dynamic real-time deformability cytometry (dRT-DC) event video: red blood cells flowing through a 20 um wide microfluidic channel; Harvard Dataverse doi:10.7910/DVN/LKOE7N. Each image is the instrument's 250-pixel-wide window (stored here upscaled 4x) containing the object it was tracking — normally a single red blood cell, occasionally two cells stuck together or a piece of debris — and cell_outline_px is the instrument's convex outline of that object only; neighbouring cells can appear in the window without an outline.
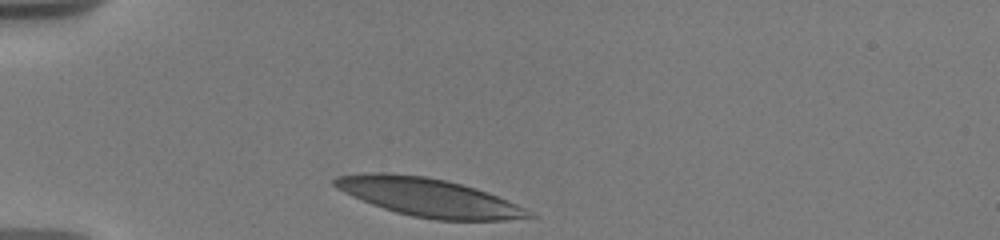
{"species": "human", "species_latin": "Homo sapiens", "temperature_condition": "warm", "stored_images_in_passage": 4, "camera_frame_rate_fps": 3000, "um_per_image_px": 0.085, "donor": {"sex": "male"}, "frame": {"image": 1, "passage_image": 1, "time_ms": 0.0, "image_size_px": [1000, 240], "cell_outline_px": [[536, 216], [504, 220], [436, 220], [412, 216], [396, 212], [372, 204], [352, 196], [336, 188], [332, 184], [332, 180], [336, 176], [364, 172], [384, 172], [424, 176], [444, 180], [476, 188], [488, 192], [516, 204], [532, 212]], "centroid_in_image_um": [36.39, 16.76], "position_along_channel_um": 48.6, "area_um2": 43.06}}
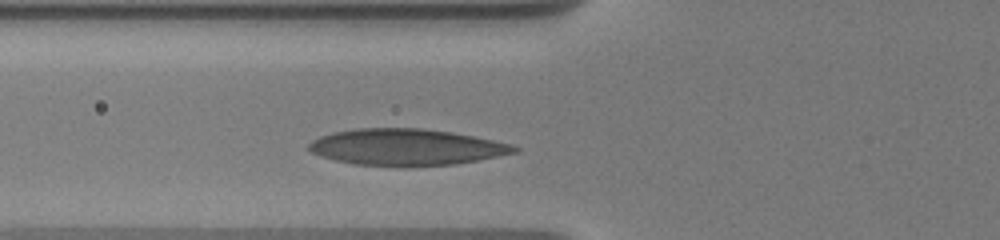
{"frame": {"image": 2, "passage_image": 4, "time_ms": 2.0, "image_size_px": [1000, 240], "cell_outline_px": [[520, 148], [516, 152], [456, 164], [408, 168], [356, 164], [336, 160], [320, 156], [312, 152], [308, 148], [308, 144], [312, 140], [320, 136], [332, 132], [356, 128], [420, 128], [452, 132], [492, 140], [508, 144]], "centroid_in_image_um": [34.48, 12.52], "position_along_channel_um": 91.3, "area_um2": 43.81}}